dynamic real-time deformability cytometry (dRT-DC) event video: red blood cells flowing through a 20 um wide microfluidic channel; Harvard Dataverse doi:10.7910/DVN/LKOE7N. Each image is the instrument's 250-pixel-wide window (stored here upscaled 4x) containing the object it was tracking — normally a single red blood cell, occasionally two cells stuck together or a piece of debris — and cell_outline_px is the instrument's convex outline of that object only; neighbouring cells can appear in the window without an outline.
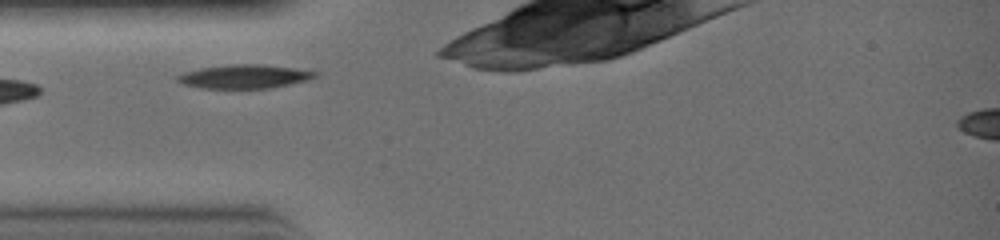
{"species": "common noctule bat (a hibernating species)", "species_latin": "Nyctalus noctula", "temperature_condition": "warm", "stored_images_in_passage": 16, "camera_frame_rate_fps": 3000, "um_per_image_px": 0.085, "animal": {"sex": "female", "body_mass_g": 19.0, "forearm_length_mm": 51.5}, "frame": {"image": 1, "passage_image": 1, "time_ms": 0.0, "image_size_px": [1000, 240], "cell_outline_px": [[320, 72], [316, 76], [308, 80], [268, 88], [200, 88], [184, 84], [176, 80], [176, 76], [184, 72], [200, 68], [228, 64], [260, 64], [292, 68]], "centroid_in_image_um": [20.74, 6.5], "position_along_channel_um": 64.3, "area_um2": 18.9}}